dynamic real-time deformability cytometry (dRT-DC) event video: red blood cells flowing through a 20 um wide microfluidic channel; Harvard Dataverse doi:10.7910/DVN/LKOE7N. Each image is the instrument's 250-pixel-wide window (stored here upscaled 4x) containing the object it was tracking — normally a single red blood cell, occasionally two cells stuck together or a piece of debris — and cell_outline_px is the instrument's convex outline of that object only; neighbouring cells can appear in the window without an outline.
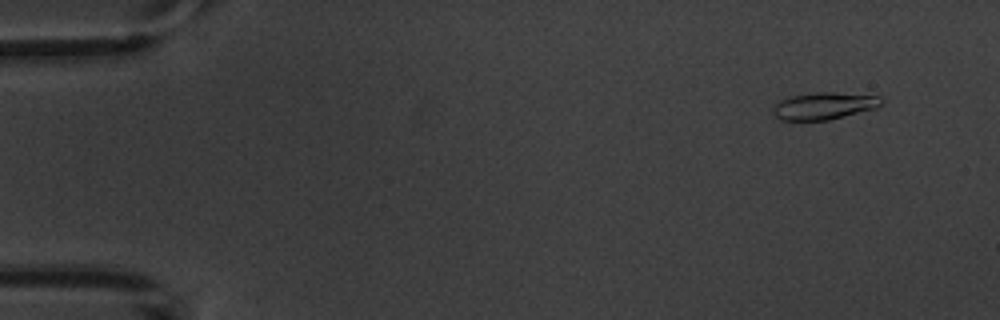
{"species": "common noctule bat (a hibernating species)", "species_latin": "Nyctalus noctula", "temperature_condition": "warm", "stored_images_in_passage": 9, "camera_frame_rate_fps": 3000, "um_per_image_px": 0.085, "animal": {"sex": "male", "body_mass_g": 20.1, "forearm_length_mm": 53.5}, "frame": {"image": 1, "passage_image": 2, "time_ms": 1.0, "image_size_px": [1000, 320], "cell_outline_px": [[884, 100], [876, 108], [828, 120], [780, 120], [772, 112], [776, 104], [780, 100], [792, 96], [816, 92], [832, 92], [880, 96]], "centroid_in_image_um": [70.05, 9.0], "position_along_channel_um": 14.9, "area_um2": 16.94}}
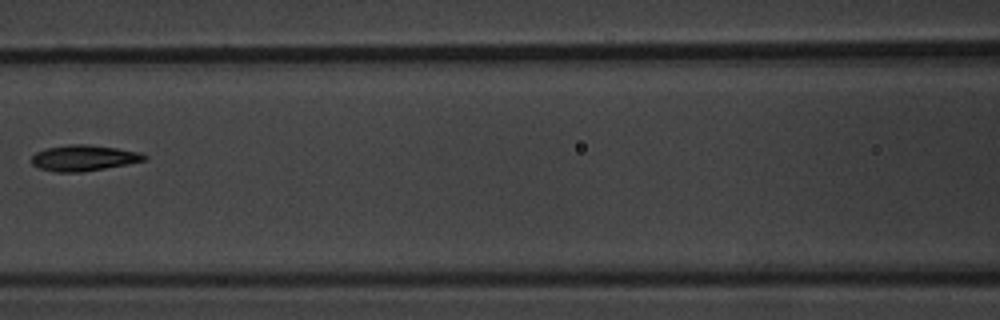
{"frame": {"image": 2, "passage_image": 8, "time_ms": 8.0, "image_size_px": [1000, 320], "cell_outline_px": [[148, 160], [128, 164], [84, 172], [56, 172], [40, 168], [32, 164], [32, 156], [36, 152], [44, 148], [68, 144], [88, 144], [116, 148], [140, 152], [148, 156]], "centroid_in_image_um": [7.14, 13.42], "position_along_channel_um": 159.5, "area_um2": 17.17}}
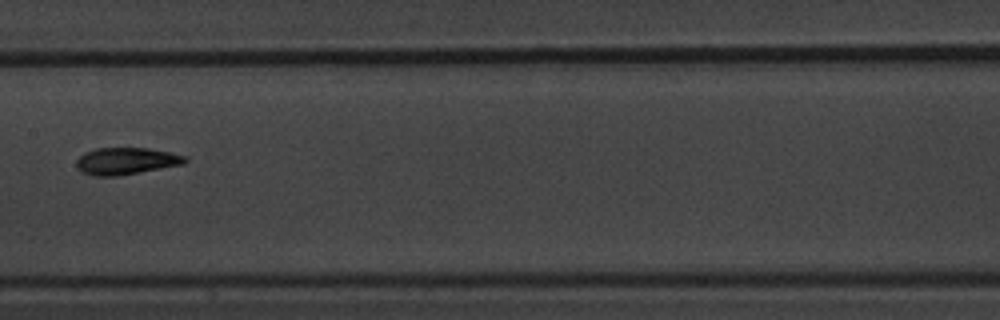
{"frame": {"image": 3, "passage_image": 9, "time_ms": 9.0, "image_size_px": [1000, 320], "cell_outline_px": [[188, 160], [184, 164], [116, 176], [92, 176], [80, 172], [76, 168], [76, 160], [84, 152], [96, 148], [148, 148], [188, 156]], "centroid_in_image_um": [10.69, 13.69], "position_along_channel_um": 196.7, "area_um2": 17.17}}